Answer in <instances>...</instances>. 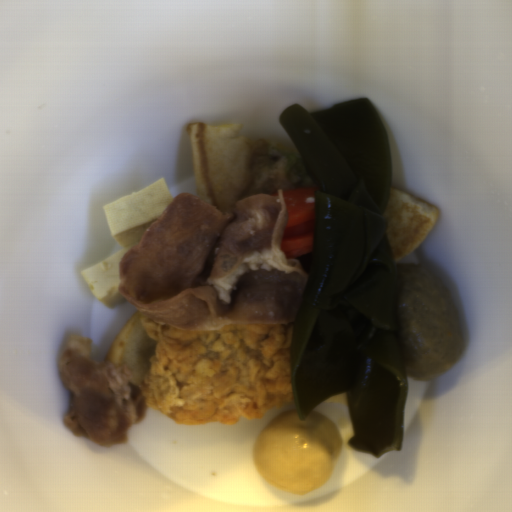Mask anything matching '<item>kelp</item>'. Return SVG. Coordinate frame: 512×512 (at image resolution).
<instances>
[{
  "label": "kelp",
  "mask_w": 512,
  "mask_h": 512,
  "mask_svg": "<svg viewBox=\"0 0 512 512\" xmlns=\"http://www.w3.org/2000/svg\"><path fill=\"white\" fill-rule=\"evenodd\" d=\"M311 173L313 259L289 346L300 420L345 393L355 450L379 459L404 446L408 381L398 269L383 217L393 166L386 127L368 99L279 117Z\"/></svg>",
  "instance_id": "kelp-1"
}]
</instances>
